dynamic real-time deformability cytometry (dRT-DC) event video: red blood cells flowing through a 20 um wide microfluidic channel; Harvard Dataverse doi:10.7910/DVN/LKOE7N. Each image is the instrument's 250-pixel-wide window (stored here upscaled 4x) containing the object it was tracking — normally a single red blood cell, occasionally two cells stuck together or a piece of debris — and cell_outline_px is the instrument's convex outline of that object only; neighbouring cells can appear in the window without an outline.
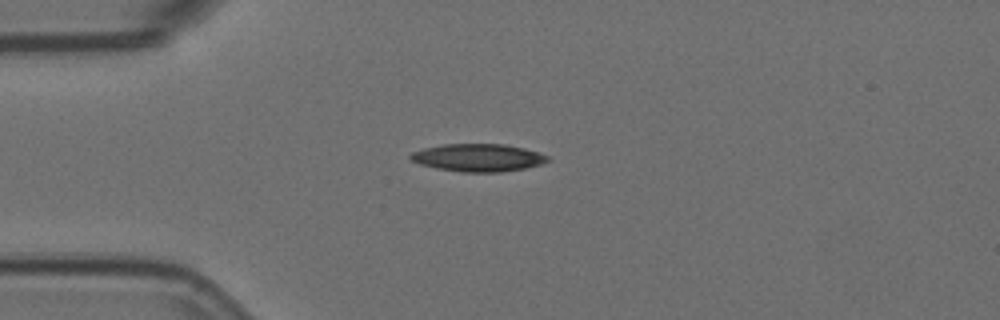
{"species": "Egyptian fruit bat (a non-hibernating species)", "species_latin": "Rousettus aegyptiacus", "temperature_condition": "room temperature", "stored_images_in_passage": 5, "camera_frame_rate_fps": 3000, "um_per_image_px": 0.085, "animal": {"sex": "female"}, "frame": {"image": 1, "passage_image": 3, "time_ms": 0.667, "image_size_px": [1000, 320], "cell_outline_px": [[552, 160], [540, 164], [524, 168], [500, 172], [460, 172], [436, 168], [420, 164], [412, 160], [408, 156], [412, 152], [424, 148], [444, 144], [504, 144], [524, 148], [540, 152], [548, 156]], "centroid_in_image_um": [40.65, 13.4], "position_along_channel_um": 44.3, "area_um2": 22.14}}
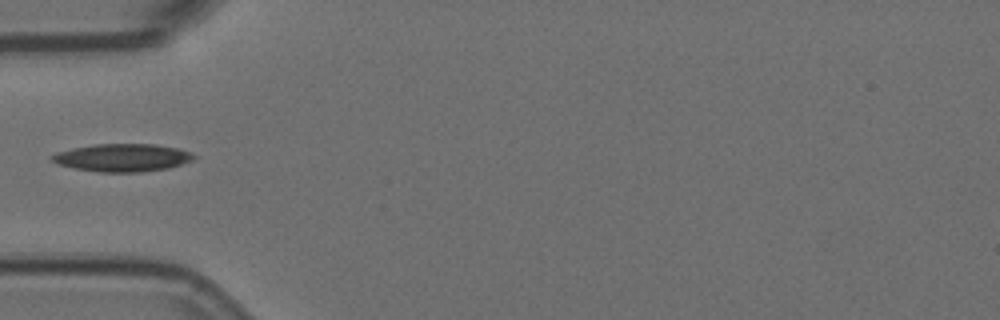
{"frame": {"image": 2, "passage_image": 4, "time_ms": 1.0, "image_size_px": [1000, 320], "cell_outline_px": [[196, 156], [192, 160], [168, 168], [140, 172], [100, 172], [72, 168], [56, 164], [48, 156], [56, 152], [92, 144], [156, 144], [176, 148], [192, 152]], "centroid_in_image_um": [10.36, 13.4], "position_along_channel_um": 74.6, "area_um2": 23.06}}
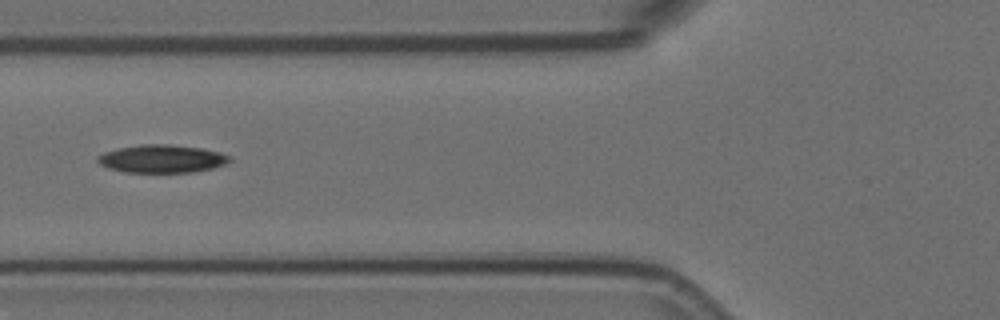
{"frame": {"image": 3, "passage_image": 5, "time_ms": 1.333, "image_size_px": [1000, 320], "cell_outline_px": [[232, 160], [224, 164], [212, 168], [196, 172], [124, 172], [108, 168], [100, 164], [96, 160], [96, 156], [104, 152], [120, 148], [140, 144], [168, 144], [200, 148], [220, 152], [232, 156]], "centroid_in_image_um": [13.76, 13.49], "position_along_channel_um": 112.0, "area_um2": 21.56}}